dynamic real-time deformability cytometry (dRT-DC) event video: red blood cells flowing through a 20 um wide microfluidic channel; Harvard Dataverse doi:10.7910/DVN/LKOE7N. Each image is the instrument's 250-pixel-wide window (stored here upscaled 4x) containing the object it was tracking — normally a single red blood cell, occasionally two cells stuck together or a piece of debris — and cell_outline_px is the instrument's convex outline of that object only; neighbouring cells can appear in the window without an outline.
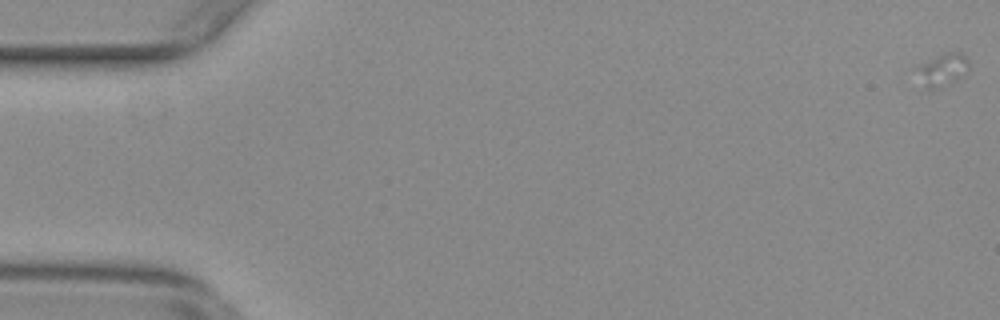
{"species": "common noctule bat (a hibernating species)", "species_latin": "Nyctalus noctula", "temperature_condition": "warm", "stored_images_in_passage": 21, "camera_frame_rate_fps": 3000, "um_per_image_px": 0.085, "animal": {"sex": "female", "body_mass_g": 29.2, "forearm_length_mm": 56.3}, "frame": {"image": 1, "passage_image": 1, "time_ms": 0.0, "image_size_px": [1000, 320], "cell_outline_px": [[968, 68], [964, 76], [948, 84], [936, 88], [924, 88], [912, 64], [944, 52], [960, 52], [968, 60]], "centroid_in_image_um": [80.02, 5.89], "position_along_channel_um": 5.0, "area_um2": 10.35}}